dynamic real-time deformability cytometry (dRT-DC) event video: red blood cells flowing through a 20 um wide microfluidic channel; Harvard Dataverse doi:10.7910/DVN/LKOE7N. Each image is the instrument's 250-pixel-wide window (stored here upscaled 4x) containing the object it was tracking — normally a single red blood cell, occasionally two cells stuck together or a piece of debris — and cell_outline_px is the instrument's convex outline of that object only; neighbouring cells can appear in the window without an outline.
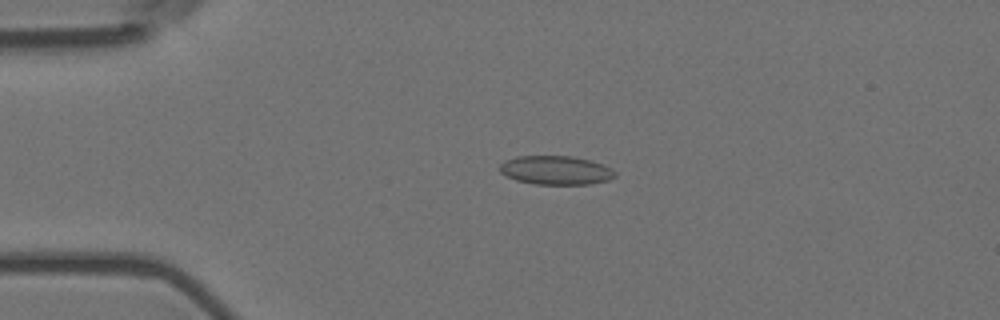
{"species": "Egyptian fruit bat (a non-hibernating species)", "species_latin": "Rousettus aegyptiacus", "temperature_condition": "room temperature", "stored_images_in_passage": 3, "camera_frame_rate_fps": 3000, "um_per_image_px": 0.085, "animal": {"sex": "female"}, "frame": {"image": 1, "passage_image": 2, "time_ms": 0.333, "image_size_px": [1000, 320], "cell_outline_px": [[616, 176], [608, 180], [588, 184], [536, 184], [516, 180], [500, 172], [500, 164], [504, 160], [516, 156], [572, 156], [592, 160], [604, 164], [612, 168], [616, 172]], "centroid_in_image_um": [47.27, 14.46], "position_along_channel_um": 37.7, "area_um2": 19.48}}